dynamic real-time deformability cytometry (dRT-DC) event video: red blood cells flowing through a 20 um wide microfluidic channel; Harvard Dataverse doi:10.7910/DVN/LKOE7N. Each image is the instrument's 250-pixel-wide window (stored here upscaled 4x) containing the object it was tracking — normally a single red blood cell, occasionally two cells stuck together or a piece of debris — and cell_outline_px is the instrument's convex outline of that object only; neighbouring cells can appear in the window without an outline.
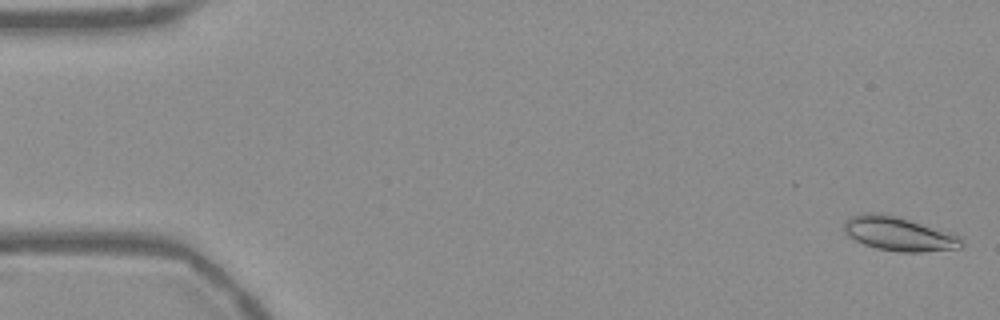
{"species": "Egyptian fruit bat (a non-hibernating species)", "species_latin": "Rousettus aegyptiacus", "temperature_condition": "warm", "stored_images_in_passage": 43, "camera_frame_rate_fps": 3000, "um_per_image_px": 0.085, "frame": {"image": 1, "passage_image": 1, "time_ms": 0.0, "image_size_px": [1000, 320], "cell_outline_px": [[964, 244], [960, 248], [924, 252], [900, 252], [876, 248], [864, 244], [848, 236], [844, 232], [844, 224], [848, 216], [860, 212], [880, 212], [900, 216], [952, 232], [960, 236]], "centroid_in_image_um": [76.4, 19.84], "position_along_channel_um": 8.6, "area_um2": 23.93}}
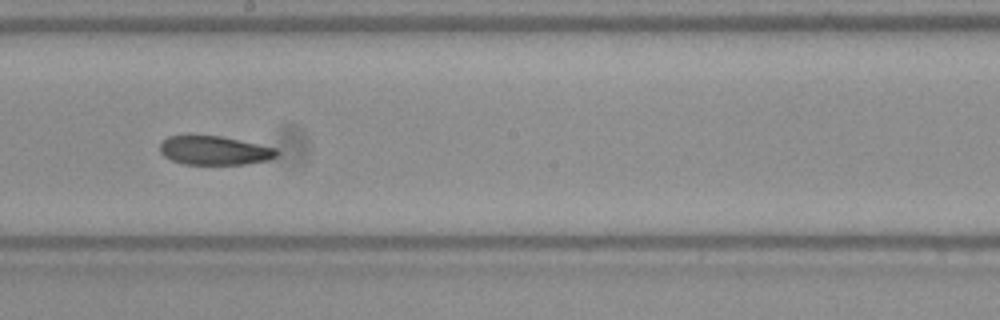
{"frame": {"image": 2, "passage_image": 30, "time_ms": 9.667, "image_size_px": [1000, 320], "cell_outline_px": [[280, 152], [276, 156], [268, 160], [248, 164], [184, 164], [172, 160], [164, 156], [160, 152], [160, 140], [168, 136], [188, 132], [220, 136], [276, 148]], "centroid_in_image_um": [18.14, 12.74], "position_along_channel_um": 230.1, "area_um2": 20.35}}
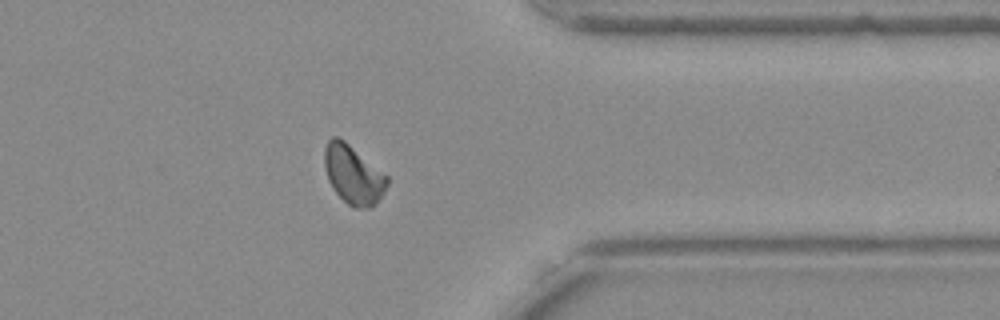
{"frame": {"image": 3, "passage_image": 43, "time_ms": 14.0, "image_size_px": [1000, 320], "cell_outline_px": [[388, 184], [384, 192], [372, 208], [352, 208], [332, 188], [328, 180], [324, 168], [324, 148], [328, 140], [332, 136], [336, 136], [344, 140], [388, 176]], "centroid_in_image_um": [30.01, 14.85], "position_along_channel_um": 381.4, "area_um2": 21.5}, "authors_computed_cell_mechanics": {"area_um2": 21.5016, "velocity_mm_per_s": 3.7505, "shape_relaxation_time_tau1_ms": null, "shape_relaxation_time_tau2_ms": 5.8834, "deformation_change_tau1": null, "deformation_change_tau2": 0.0966}}